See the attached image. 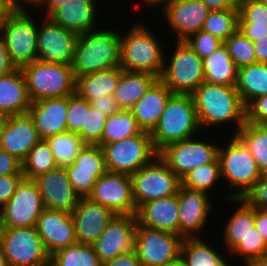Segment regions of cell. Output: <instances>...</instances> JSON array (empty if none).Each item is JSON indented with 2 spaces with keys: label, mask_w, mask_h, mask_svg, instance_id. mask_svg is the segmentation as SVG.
I'll return each instance as SVG.
<instances>
[{
  "label": "cell",
  "mask_w": 267,
  "mask_h": 266,
  "mask_svg": "<svg viewBox=\"0 0 267 266\" xmlns=\"http://www.w3.org/2000/svg\"><path fill=\"white\" fill-rule=\"evenodd\" d=\"M201 129L232 124L233 135L245 124L246 107L235 86L203 82L191 94ZM223 124V125H220ZM236 124V125H235ZM207 129H206V128Z\"/></svg>",
  "instance_id": "obj_1"
},
{
  "label": "cell",
  "mask_w": 267,
  "mask_h": 266,
  "mask_svg": "<svg viewBox=\"0 0 267 266\" xmlns=\"http://www.w3.org/2000/svg\"><path fill=\"white\" fill-rule=\"evenodd\" d=\"M120 49L119 30L100 27L78 35L71 64L75 78L119 67Z\"/></svg>",
  "instance_id": "obj_2"
},
{
  "label": "cell",
  "mask_w": 267,
  "mask_h": 266,
  "mask_svg": "<svg viewBox=\"0 0 267 266\" xmlns=\"http://www.w3.org/2000/svg\"><path fill=\"white\" fill-rule=\"evenodd\" d=\"M127 33L121 32L120 65L123 71L147 72L159 78L163 69L164 51L160 37L139 20L133 21ZM123 34V35H122Z\"/></svg>",
  "instance_id": "obj_3"
},
{
  "label": "cell",
  "mask_w": 267,
  "mask_h": 266,
  "mask_svg": "<svg viewBox=\"0 0 267 266\" xmlns=\"http://www.w3.org/2000/svg\"><path fill=\"white\" fill-rule=\"evenodd\" d=\"M226 145L218 147L222 181H227L229 192L223 199H242L252 186L262 177L256 160L248 148L236 136L230 135ZM234 188V189H233ZM231 189L233 191H231Z\"/></svg>",
  "instance_id": "obj_4"
},
{
  "label": "cell",
  "mask_w": 267,
  "mask_h": 266,
  "mask_svg": "<svg viewBox=\"0 0 267 266\" xmlns=\"http://www.w3.org/2000/svg\"><path fill=\"white\" fill-rule=\"evenodd\" d=\"M199 131L203 130L192 96L174 93L150 136L154 149L159 152L168 144L196 137Z\"/></svg>",
  "instance_id": "obj_5"
},
{
  "label": "cell",
  "mask_w": 267,
  "mask_h": 266,
  "mask_svg": "<svg viewBox=\"0 0 267 266\" xmlns=\"http://www.w3.org/2000/svg\"><path fill=\"white\" fill-rule=\"evenodd\" d=\"M31 14L28 8H14L0 22V37L15 68H22L38 58L39 22Z\"/></svg>",
  "instance_id": "obj_6"
},
{
  "label": "cell",
  "mask_w": 267,
  "mask_h": 266,
  "mask_svg": "<svg viewBox=\"0 0 267 266\" xmlns=\"http://www.w3.org/2000/svg\"><path fill=\"white\" fill-rule=\"evenodd\" d=\"M31 102L76 93L71 65L35 60L21 68Z\"/></svg>",
  "instance_id": "obj_7"
},
{
  "label": "cell",
  "mask_w": 267,
  "mask_h": 266,
  "mask_svg": "<svg viewBox=\"0 0 267 266\" xmlns=\"http://www.w3.org/2000/svg\"><path fill=\"white\" fill-rule=\"evenodd\" d=\"M172 55L164 56L159 79L175 94L191 95L204 82L203 60L185 41H176Z\"/></svg>",
  "instance_id": "obj_8"
},
{
  "label": "cell",
  "mask_w": 267,
  "mask_h": 266,
  "mask_svg": "<svg viewBox=\"0 0 267 266\" xmlns=\"http://www.w3.org/2000/svg\"><path fill=\"white\" fill-rule=\"evenodd\" d=\"M100 146L106 169L113 173L131 175L158 156L150 133L145 131L133 137Z\"/></svg>",
  "instance_id": "obj_9"
},
{
  "label": "cell",
  "mask_w": 267,
  "mask_h": 266,
  "mask_svg": "<svg viewBox=\"0 0 267 266\" xmlns=\"http://www.w3.org/2000/svg\"><path fill=\"white\" fill-rule=\"evenodd\" d=\"M130 177L136 209L148 201L176 195L181 186V179L159 155Z\"/></svg>",
  "instance_id": "obj_10"
},
{
  "label": "cell",
  "mask_w": 267,
  "mask_h": 266,
  "mask_svg": "<svg viewBox=\"0 0 267 266\" xmlns=\"http://www.w3.org/2000/svg\"><path fill=\"white\" fill-rule=\"evenodd\" d=\"M0 248L8 265L49 266L50 255L36 227L2 228Z\"/></svg>",
  "instance_id": "obj_11"
},
{
  "label": "cell",
  "mask_w": 267,
  "mask_h": 266,
  "mask_svg": "<svg viewBox=\"0 0 267 266\" xmlns=\"http://www.w3.org/2000/svg\"><path fill=\"white\" fill-rule=\"evenodd\" d=\"M180 235L153 230L137 223L134 250L141 266H172L180 262Z\"/></svg>",
  "instance_id": "obj_12"
},
{
  "label": "cell",
  "mask_w": 267,
  "mask_h": 266,
  "mask_svg": "<svg viewBox=\"0 0 267 266\" xmlns=\"http://www.w3.org/2000/svg\"><path fill=\"white\" fill-rule=\"evenodd\" d=\"M43 209L36 182L23 178L13 196L0 209V225L2 228L35 227Z\"/></svg>",
  "instance_id": "obj_13"
},
{
  "label": "cell",
  "mask_w": 267,
  "mask_h": 266,
  "mask_svg": "<svg viewBox=\"0 0 267 266\" xmlns=\"http://www.w3.org/2000/svg\"><path fill=\"white\" fill-rule=\"evenodd\" d=\"M198 138H190L166 145L158 152L159 157L182 179L187 173L218 157L219 144ZM215 144V145H214Z\"/></svg>",
  "instance_id": "obj_14"
},
{
  "label": "cell",
  "mask_w": 267,
  "mask_h": 266,
  "mask_svg": "<svg viewBox=\"0 0 267 266\" xmlns=\"http://www.w3.org/2000/svg\"><path fill=\"white\" fill-rule=\"evenodd\" d=\"M88 198L116 215H136L131 177L124 173L106 172L98 178Z\"/></svg>",
  "instance_id": "obj_15"
},
{
  "label": "cell",
  "mask_w": 267,
  "mask_h": 266,
  "mask_svg": "<svg viewBox=\"0 0 267 266\" xmlns=\"http://www.w3.org/2000/svg\"><path fill=\"white\" fill-rule=\"evenodd\" d=\"M43 18L38 24L37 60L71 65L78 35Z\"/></svg>",
  "instance_id": "obj_16"
},
{
  "label": "cell",
  "mask_w": 267,
  "mask_h": 266,
  "mask_svg": "<svg viewBox=\"0 0 267 266\" xmlns=\"http://www.w3.org/2000/svg\"><path fill=\"white\" fill-rule=\"evenodd\" d=\"M135 215H116L92 244L101 263L134 250Z\"/></svg>",
  "instance_id": "obj_17"
},
{
  "label": "cell",
  "mask_w": 267,
  "mask_h": 266,
  "mask_svg": "<svg viewBox=\"0 0 267 266\" xmlns=\"http://www.w3.org/2000/svg\"><path fill=\"white\" fill-rule=\"evenodd\" d=\"M209 8L201 0H172L159 14L165 17L176 41H184L202 30Z\"/></svg>",
  "instance_id": "obj_18"
},
{
  "label": "cell",
  "mask_w": 267,
  "mask_h": 266,
  "mask_svg": "<svg viewBox=\"0 0 267 266\" xmlns=\"http://www.w3.org/2000/svg\"><path fill=\"white\" fill-rule=\"evenodd\" d=\"M179 235L182 238L202 237L201 232L207 226L211 208L210 197L204 192L179 187ZM200 233V234H199Z\"/></svg>",
  "instance_id": "obj_19"
},
{
  "label": "cell",
  "mask_w": 267,
  "mask_h": 266,
  "mask_svg": "<svg viewBox=\"0 0 267 266\" xmlns=\"http://www.w3.org/2000/svg\"><path fill=\"white\" fill-rule=\"evenodd\" d=\"M65 169L74 191L79 197H88L96 180L107 172L101 146L86 144Z\"/></svg>",
  "instance_id": "obj_20"
},
{
  "label": "cell",
  "mask_w": 267,
  "mask_h": 266,
  "mask_svg": "<svg viewBox=\"0 0 267 266\" xmlns=\"http://www.w3.org/2000/svg\"><path fill=\"white\" fill-rule=\"evenodd\" d=\"M33 180L39 188L44 208L71 213L78 204L80 197L74 191L65 167H56Z\"/></svg>",
  "instance_id": "obj_21"
},
{
  "label": "cell",
  "mask_w": 267,
  "mask_h": 266,
  "mask_svg": "<svg viewBox=\"0 0 267 266\" xmlns=\"http://www.w3.org/2000/svg\"><path fill=\"white\" fill-rule=\"evenodd\" d=\"M71 216L77 243L92 245L116 214L88 197H80Z\"/></svg>",
  "instance_id": "obj_22"
},
{
  "label": "cell",
  "mask_w": 267,
  "mask_h": 266,
  "mask_svg": "<svg viewBox=\"0 0 267 266\" xmlns=\"http://www.w3.org/2000/svg\"><path fill=\"white\" fill-rule=\"evenodd\" d=\"M35 227L49 255L77 243L71 213L44 208Z\"/></svg>",
  "instance_id": "obj_23"
},
{
  "label": "cell",
  "mask_w": 267,
  "mask_h": 266,
  "mask_svg": "<svg viewBox=\"0 0 267 266\" xmlns=\"http://www.w3.org/2000/svg\"><path fill=\"white\" fill-rule=\"evenodd\" d=\"M41 140L28 113L10 116L0 136V149L23 162Z\"/></svg>",
  "instance_id": "obj_24"
},
{
  "label": "cell",
  "mask_w": 267,
  "mask_h": 266,
  "mask_svg": "<svg viewBox=\"0 0 267 266\" xmlns=\"http://www.w3.org/2000/svg\"><path fill=\"white\" fill-rule=\"evenodd\" d=\"M68 96L31 102L28 114L41 139L67 131Z\"/></svg>",
  "instance_id": "obj_25"
},
{
  "label": "cell",
  "mask_w": 267,
  "mask_h": 266,
  "mask_svg": "<svg viewBox=\"0 0 267 266\" xmlns=\"http://www.w3.org/2000/svg\"><path fill=\"white\" fill-rule=\"evenodd\" d=\"M96 2L97 0H71L55 8L47 18L77 35L85 34L99 28L96 25L98 22Z\"/></svg>",
  "instance_id": "obj_26"
},
{
  "label": "cell",
  "mask_w": 267,
  "mask_h": 266,
  "mask_svg": "<svg viewBox=\"0 0 267 266\" xmlns=\"http://www.w3.org/2000/svg\"><path fill=\"white\" fill-rule=\"evenodd\" d=\"M137 223L153 230L179 235V204L177 194L143 203L136 212Z\"/></svg>",
  "instance_id": "obj_27"
},
{
  "label": "cell",
  "mask_w": 267,
  "mask_h": 266,
  "mask_svg": "<svg viewBox=\"0 0 267 266\" xmlns=\"http://www.w3.org/2000/svg\"><path fill=\"white\" fill-rule=\"evenodd\" d=\"M174 93L158 78L130 109L142 131L151 133Z\"/></svg>",
  "instance_id": "obj_28"
},
{
  "label": "cell",
  "mask_w": 267,
  "mask_h": 266,
  "mask_svg": "<svg viewBox=\"0 0 267 266\" xmlns=\"http://www.w3.org/2000/svg\"><path fill=\"white\" fill-rule=\"evenodd\" d=\"M31 105L21 68L0 77V111L9 116L26 114Z\"/></svg>",
  "instance_id": "obj_29"
},
{
  "label": "cell",
  "mask_w": 267,
  "mask_h": 266,
  "mask_svg": "<svg viewBox=\"0 0 267 266\" xmlns=\"http://www.w3.org/2000/svg\"><path fill=\"white\" fill-rule=\"evenodd\" d=\"M229 203L237 204L235 211L227 220L223 228V243L226 245L227 254L231 253L237 245L244 240L255 227L254 207L249 206L243 199H229ZM238 207V208H237Z\"/></svg>",
  "instance_id": "obj_30"
},
{
  "label": "cell",
  "mask_w": 267,
  "mask_h": 266,
  "mask_svg": "<svg viewBox=\"0 0 267 266\" xmlns=\"http://www.w3.org/2000/svg\"><path fill=\"white\" fill-rule=\"evenodd\" d=\"M215 248L217 246L211 245L203 237L183 238L180 263L182 266H231L222 252Z\"/></svg>",
  "instance_id": "obj_31"
},
{
  "label": "cell",
  "mask_w": 267,
  "mask_h": 266,
  "mask_svg": "<svg viewBox=\"0 0 267 266\" xmlns=\"http://www.w3.org/2000/svg\"><path fill=\"white\" fill-rule=\"evenodd\" d=\"M158 79L147 72H127L122 70L114 97L120 109L130 110Z\"/></svg>",
  "instance_id": "obj_32"
},
{
  "label": "cell",
  "mask_w": 267,
  "mask_h": 266,
  "mask_svg": "<svg viewBox=\"0 0 267 266\" xmlns=\"http://www.w3.org/2000/svg\"><path fill=\"white\" fill-rule=\"evenodd\" d=\"M203 60L204 82L236 86L238 68L231 59L224 43Z\"/></svg>",
  "instance_id": "obj_33"
},
{
  "label": "cell",
  "mask_w": 267,
  "mask_h": 266,
  "mask_svg": "<svg viewBox=\"0 0 267 266\" xmlns=\"http://www.w3.org/2000/svg\"><path fill=\"white\" fill-rule=\"evenodd\" d=\"M122 69L115 67L83 75L76 79V93L90 101L99 96H112L118 86Z\"/></svg>",
  "instance_id": "obj_34"
},
{
  "label": "cell",
  "mask_w": 267,
  "mask_h": 266,
  "mask_svg": "<svg viewBox=\"0 0 267 266\" xmlns=\"http://www.w3.org/2000/svg\"><path fill=\"white\" fill-rule=\"evenodd\" d=\"M235 87L245 107L255 98L267 95V64L256 62L239 68Z\"/></svg>",
  "instance_id": "obj_35"
},
{
  "label": "cell",
  "mask_w": 267,
  "mask_h": 266,
  "mask_svg": "<svg viewBox=\"0 0 267 266\" xmlns=\"http://www.w3.org/2000/svg\"><path fill=\"white\" fill-rule=\"evenodd\" d=\"M235 135L248 148L262 175L267 174V125L245 121Z\"/></svg>",
  "instance_id": "obj_36"
},
{
  "label": "cell",
  "mask_w": 267,
  "mask_h": 266,
  "mask_svg": "<svg viewBox=\"0 0 267 266\" xmlns=\"http://www.w3.org/2000/svg\"><path fill=\"white\" fill-rule=\"evenodd\" d=\"M49 266H102V263L93 245L76 243L52 253Z\"/></svg>",
  "instance_id": "obj_37"
},
{
  "label": "cell",
  "mask_w": 267,
  "mask_h": 266,
  "mask_svg": "<svg viewBox=\"0 0 267 266\" xmlns=\"http://www.w3.org/2000/svg\"><path fill=\"white\" fill-rule=\"evenodd\" d=\"M142 132L131 110L120 109L107 118L102 135V144L120 141Z\"/></svg>",
  "instance_id": "obj_38"
},
{
  "label": "cell",
  "mask_w": 267,
  "mask_h": 266,
  "mask_svg": "<svg viewBox=\"0 0 267 266\" xmlns=\"http://www.w3.org/2000/svg\"><path fill=\"white\" fill-rule=\"evenodd\" d=\"M45 140L50 146L58 167L73 164L74 159L86 145L78 134L70 131L49 136Z\"/></svg>",
  "instance_id": "obj_39"
},
{
  "label": "cell",
  "mask_w": 267,
  "mask_h": 266,
  "mask_svg": "<svg viewBox=\"0 0 267 266\" xmlns=\"http://www.w3.org/2000/svg\"><path fill=\"white\" fill-rule=\"evenodd\" d=\"M219 181L222 182V178L220 162L217 157L213 162L203 164L187 173L181 179V186L210 195L211 191H213L212 189H214L216 183L218 185Z\"/></svg>",
  "instance_id": "obj_40"
},
{
  "label": "cell",
  "mask_w": 267,
  "mask_h": 266,
  "mask_svg": "<svg viewBox=\"0 0 267 266\" xmlns=\"http://www.w3.org/2000/svg\"><path fill=\"white\" fill-rule=\"evenodd\" d=\"M56 167L58 166L49 144L41 139L22 162V173L26 179H35Z\"/></svg>",
  "instance_id": "obj_41"
},
{
  "label": "cell",
  "mask_w": 267,
  "mask_h": 266,
  "mask_svg": "<svg viewBox=\"0 0 267 266\" xmlns=\"http://www.w3.org/2000/svg\"><path fill=\"white\" fill-rule=\"evenodd\" d=\"M238 9L210 11L204 21L202 30L225 41L238 30Z\"/></svg>",
  "instance_id": "obj_42"
},
{
  "label": "cell",
  "mask_w": 267,
  "mask_h": 266,
  "mask_svg": "<svg viewBox=\"0 0 267 266\" xmlns=\"http://www.w3.org/2000/svg\"><path fill=\"white\" fill-rule=\"evenodd\" d=\"M223 43L238 69L257 62L253 42L239 30L229 36Z\"/></svg>",
  "instance_id": "obj_43"
},
{
  "label": "cell",
  "mask_w": 267,
  "mask_h": 266,
  "mask_svg": "<svg viewBox=\"0 0 267 266\" xmlns=\"http://www.w3.org/2000/svg\"><path fill=\"white\" fill-rule=\"evenodd\" d=\"M267 252V244L263 240L259 231L254 227L251 233L242 240L237 247L228 255L240 257L243 266H250L255 260L262 257ZM231 255V256H230Z\"/></svg>",
  "instance_id": "obj_44"
},
{
  "label": "cell",
  "mask_w": 267,
  "mask_h": 266,
  "mask_svg": "<svg viewBox=\"0 0 267 266\" xmlns=\"http://www.w3.org/2000/svg\"><path fill=\"white\" fill-rule=\"evenodd\" d=\"M107 118L92 106H90L89 110H86L85 125H83L82 131L78 134L85 144H102V135Z\"/></svg>",
  "instance_id": "obj_45"
},
{
  "label": "cell",
  "mask_w": 267,
  "mask_h": 266,
  "mask_svg": "<svg viewBox=\"0 0 267 266\" xmlns=\"http://www.w3.org/2000/svg\"><path fill=\"white\" fill-rule=\"evenodd\" d=\"M90 102L80 97L77 93L68 96L67 131L79 134L85 125L86 110Z\"/></svg>",
  "instance_id": "obj_46"
},
{
  "label": "cell",
  "mask_w": 267,
  "mask_h": 266,
  "mask_svg": "<svg viewBox=\"0 0 267 266\" xmlns=\"http://www.w3.org/2000/svg\"><path fill=\"white\" fill-rule=\"evenodd\" d=\"M184 41L201 59L208 57L223 44L219 38L203 30L191 34Z\"/></svg>",
  "instance_id": "obj_47"
},
{
  "label": "cell",
  "mask_w": 267,
  "mask_h": 266,
  "mask_svg": "<svg viewBox=\"0 0 267 266\" xmlns=\"http://www.w3.org/2000/svg\"><path fill=\"white\" fill-rule=\"evenodd\" d=\"M238 23L267 25V5L258 0H247L239 8Z\"/></svg>",
  "instance_id": "obj_48"
},
{
  "label": "cell",
  "mask_w": 267,
  "mask_h": 266,
  "mask_svg": "<svg viewBox=\"0 0 267 266\" xmlns=\"http://www.w3.org/2000/svg\"><path fill=\"white\" fill-rule=\"evenodd\" d=\"M242 199L251 207L267 209V174L262 175Z\"/></svg>",
  "instance_id": "obj_49"
},
{
  "label": "cell",
  "mask_w": 267,
  "mask_h": 266,
  "mask_svg": "<svg viewBox=\"0 0 267 266\" xmlns=\"http://www.w3.org/2000/svg\"><path fill=\"white\" fill-rule=\"evenodd\" d=\"M246 121L267 124V95L255 98L246 106Z\"/></svg>",
  "instance_id": "obj_50"
},
{
  "label": "cell",
  "mask_w": 267,
  "mask_h": 266,
  "mask_svg": "<svg viewBox=\"0 0 267 266\" xmlns=\"http://www.w3.org/2000/svg\"><path fill=\"white\" fill-rule=\"evenodd\" d=\"M24 178V175H3L0 176V209L13 196L17 185Z\"/></svg>",
  "instance_id": "obj_51"
},
{
  "label": "cell",
  "mask_w": 267,
  "mask_h": 266,
  "mask_svg": "<svg viewBox=\"0 0 267 266\" xmlns=\"http://www.w3.org/2000/svg\"><path fill=\"white\" fill-rule=\"evenodd\" d=\"M3 175H23L22 162L0 149V176Z\"/></svg>",
  "instance_id": "obj_52"
},
{
  "label": "cell",
  "mask_w": 267,
  "mask_h": 266,
  "mask_svg": "<svg viewBox=\"0 0 267 266\" xmlns=\"http://www.w3.org/2000/svg\"><path fill=\"white\" fill-rule=\"evenodd\" d=\"M89 102L92 107L98 109L101 113H103L107 117L117 113L120 110L113 95L99 96L91 99Z\"/></svg>",
  "instance_id": "obj_53"
},
{
  "label": "cell",
  "mask_w": 267,
  "mask_h": 266,
  "mask_svg": "<svg viewBox=\"0 0 267 266\" xmlns=\"http://www.w3.org/2000/svg\"><path fill=\"white\" fill-rule=\"evenodd\" d=\"M238 30L251 42L267 37V25H254V23H238Z\"/></svg>",
  "instance_id": "obj_54"
},
{
  "label": "cell",
  "mask_w": 267,
  "mask_h": 266,
  "mask_svg": "<svg viewBox=\"0 0 267 266\" xmlns=\"http://www.w3.org/2000/svg\"><path fill=\"white\" fill-rule=\"evenodd\" d=\"M102 266H141L135 250L118 255L112 260L102 263Z\"/></svg>",
  "instance_id": "obj_55"
},
{
  "label": "cell",
  "mask_w": 267,
  "mask_h": 266,
  "mask_svg": "<svg viewBox=\"0 0 267 266\" xmlns=\"http://www.w3.org/2000/svg\"><path fill=\"white\" fill-rule=\"evenodd\" d=\"M254 223L267 244V209L254 208Z\"/></svg>",
  "instance_id": "obj_56"
},
{
  "label": "cell",
  "mask_w": 267,
  "mask_h": 266,
  "mask_svg": "<svg viewBox=\"0 0 267 266\" xmlns=\"http://www.w3.org/2000/svg\"><path fill=\"white\" fill-rule=\"evenodd\" d=\"M15 67L11 64L4 41L0 37V77L10 73Z\"/></svg>",
  "instance_id": "obj_57"
},
{
  "label": "cell",
  "mask_w": 267,
  "mask_h": 266,
  "mask_svg": "<svg viewBox=\"0 0 267 266\" xmlns=\"http://www.w3.org/2000/svg\"><path fill=\"white\" fill-rule=\"evenodd\" d=\"M257 63L267 64V37L253 42Z\"/></svg>",
  "instance_id": "obj_58"
},
{
  "label": "cell",
  "mask_w": 267,
  "mask_h": 266,
  "mask_svg": "<svg viewBox=\"0 0 267 266\" xmlns=\"http://www.w3.org/2000/svg\"><path fill=\"white\" fill-rule=\"evenodd\" d=\"M67 2H71V0H42L35 9L37 11L44 9L42 12H45L44 16L47 17L55 8Z\"/></svg>",
  "instance_id": "obj_59"
},
{
  "label": "cell",
  "mask_w": 267,
  "mask_h": 266,
  "mask_svg": "<svg viewBox=\"0 0 267 266\" xmlns=\"http://www.w3.org/2000/svg\"><path fill=\"white\" fill-rule=\"evenodd\" d=\"M210 11H223L226 9H238L233 7L228 0H201Z\"/></svg>",
  "instance_id": "obj_60"
},
{
  "label": "cell",
  "mask_w": 267,
  "mask_h": 266,
  "mask_svg": "<svg viewBox=\"0 0 267 266\" xmlns=\"http://www.w3.org/2000/svg\"><path fill=\"white\" fill-rule=\"evenodd\" d=\"M9 1L14 8L27 9L30 7V8L35 9L42 0H9Z\"/></svg>",
  "instance_id": "obj_61"
},
{
  "label": "cell",
  "mask_w": 267,
  "mask_h": 266,
  "mask_svg": "<svg viewBox=\"0 0 267 266\" xmlns=\"http://www.w3.org/2000/svg\"><path fill=\"white\" fill-rule=\"evenodd\" d=\"M138 1V0H137ZM141 1V2H140ZM172 0H139L140 3L144 2L145 7L154 8L155 6H159V12L162 10L167 4H169ZM161 6V7H160Z\"/></svg>",
  "instance_id": "obj_62"
},
{
  "label": "cell",
  "mask_w": 267,
  "mask_h": 266,
  "mask_svg": "<svg viewBox=\"0 0 267 266\" xmlns=\"http://www.w3.org/2000/svg\"><path fill=\"white\" fill-rule=\"evenodd\" d=\"M14 9L9 0H0V22Z\"/></svg>",
  "instance_id": "obj_63"
},
{
  "label": "cell",
  "mask_w": 267,
  "mask_h": 266,
  "mask_svg": "<svg viewBox=\"0 0 267 266\" xmlns=\"http://www.w3.org/2000/svg\"><path fill=\"white\" fill-rule=\"evenodd\" d=\"M9 115L7 113L0 111V136L3 133L5 126L7 124V121L9 119Z\"/></svg>",
  "instance_id": "obj_64"
},
{
  "label": "cell",
  "mask_w": 267,
  "mask_h": 266,
  "mask_svg": "<svg viewBox=\"0 0 267 266\" xmlns=\"http://www.w3.org/2000/svg\"><path fill=\"white\" fill-rule=\"evenodd\" d=\"M250 266H267V252L257 260H255Z\"/></svg>",
  "instance_id": "obj_65"
},
{
  "label": "cell",
  "mask_w": 267,
  "mask_h": 266,
  "mask_svg": "<svg viewBox=\"0 0 267 266\" xmlns=\"http://www.w3.org/2000/svg\"><path fill=\"white\" fill-rule=\"evenodd\" d=\"M247 0H228V2L236 8H239L243 3H245Z\"/></svg>",
  "instance_id": "obj_66"
},
{
  "label": "cell",
  "mask_w": 267,
  "mask_h": 266,
  "mask_svg": "<svg viewBox=\"0 0 267 266\" xmlns=\"http://www.w3.org/2000/svg\"><path fill=\"white\" fill-rule=\"evenodd\" d=\"M8 263H7V260H6V257L2 251V249L0 248V266H7Z\"/></svg>",
  "instance_id": "obj_67"
},
{
  "label": "cell",
  "mask_w": 267,
  "mask_h": 266,
  "mask_svg": "<svg viewBox=\"0 0 267 266\" xmlns=\"http://www.w3.org/2000/svg\"><path fill=\"white\" fill-rule=\"evenodd\" d=\"M258 1L267 5V0H258Z\"/></svg>",
  "instance_id": "obj_68"
},
{
  "label": "cell",
  "mask_w": 267,
  "mask_h": 266,
  "mask_svg": "<svg viewBox=\"0 0 267 266\" xmlns=\"http://www.w3.org/2000/svg\"><path fill=\"white\" fill-rule=\"evenodd\" d=\"M172 266H182V264L179 262V263L172 265Z\"/></svg>",
  "instance_id": "obj_69"
}]
</instances>
